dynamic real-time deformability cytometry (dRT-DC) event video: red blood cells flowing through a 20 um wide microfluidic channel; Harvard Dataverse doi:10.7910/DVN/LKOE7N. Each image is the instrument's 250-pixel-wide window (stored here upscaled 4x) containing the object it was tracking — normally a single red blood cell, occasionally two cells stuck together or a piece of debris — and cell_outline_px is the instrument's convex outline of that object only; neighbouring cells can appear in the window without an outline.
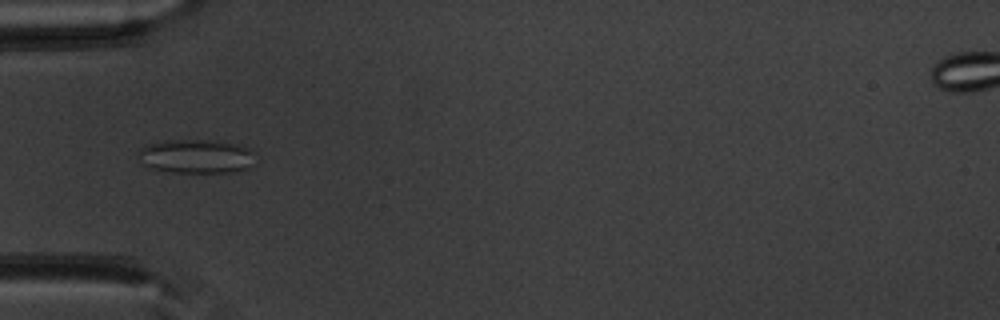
{"species": "common noctule bat (a hibernating species)", "species_latin": "Nyctalus noctula", "temperature_condition": "warm", "stored_images_in_passage": 50, "camera_frame_rate_fps": 3000, "um_per_image_px": 0.085, "animal": {"sex": "male", "body_mass_g": 20.1, "forearm_length_mm": 53.5}, "frame": {"image": 1, "passage_image": 15, "time_ms": 4.667, "image_size_px": [1000, 320], "cell_outline_px": [[252, 148], [248, 168], [236, 172], [172, 172], [152, 168], [144, 164], [136, 156], [140, 148], [148, 144], [164, 140], [220, 140]], "centroid_in_image_um": [16.62, 13.27], "position_along_channel_um": 68.4, "area_um2": 23.06}}
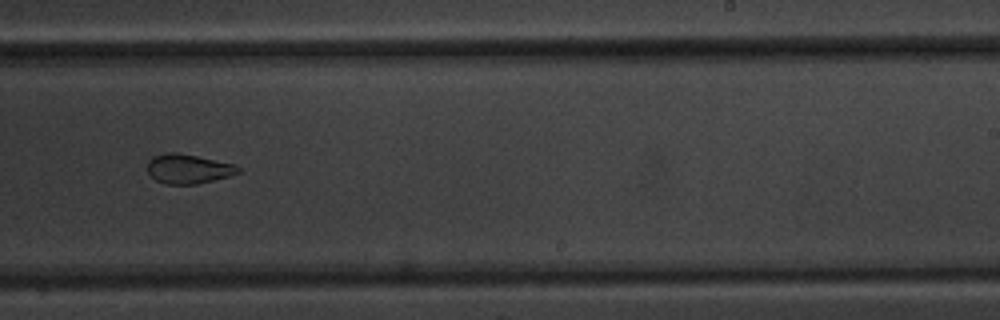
{"frame": {"image": 2, "passage_image": 31, "time_ms": 10.0, "image_size_px": [1000, 320], "cell_outline_px": [[240, 172], [228, 176], [196, 184], [168, 184], [156, 180], [148, 172], [148, 160], [152, 156], [164, 152], [176, 152], [236, 164], [240, 168]], "centroid_in_image_um": [15.99, 14.33], "position_along_channel_um": 273.0, "area_um2": 15.49}}
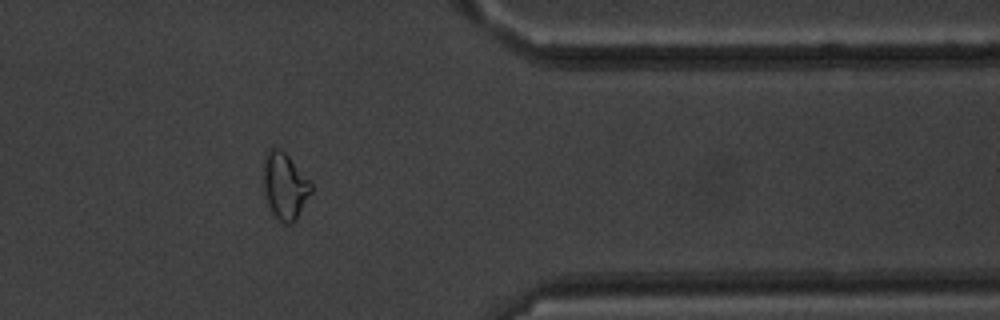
{"frame": {"image": 3, "passage_image": 41, "time_ms": 13.333, "image_size_px": [1000, 320], "cell_outline_px": [[312, 192], [296, 220], [292, 224], [284, 224], [272, 212], [268, 204], [264, 192], [264, 156], [268, 148], [280, 148], [288, 156], [312, 184]], "centroid_in_image_um": [24.21, 15.81], "position_along_channel_um": 387.2, "area_um2": 18.32}, "authors_computed_cell_mechanics": {"area_um2": 19.2763, "velocity_mm_per_s": 3.8327, "shape_relaxation_time_tau1_ms": null, "shape_relaxation_time_tau2_ms": 3.0018, "deformation_change_tau1": null, "deformation_change_tau2": 0.091}}